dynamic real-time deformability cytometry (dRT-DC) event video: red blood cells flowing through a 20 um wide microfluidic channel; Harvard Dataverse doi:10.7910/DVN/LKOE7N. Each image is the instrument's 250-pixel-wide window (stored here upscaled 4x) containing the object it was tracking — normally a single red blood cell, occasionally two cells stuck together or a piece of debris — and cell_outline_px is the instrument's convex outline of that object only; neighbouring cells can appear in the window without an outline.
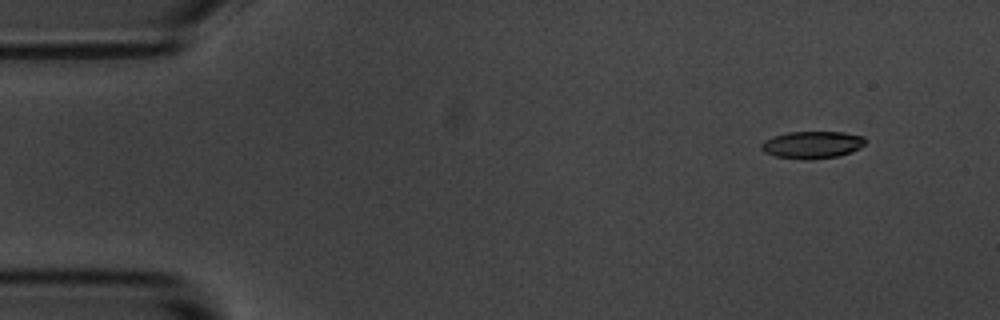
{"species": "common noctule bat (a hibernating species)", "species_latin": "Nyctalus noctula", "temperature_condition": "room temperature", "stored_images_in_passage": 4, "camera_frame_rate_fps": 3000, "um_per_image_px": 0.085, "animal": {"sex": "male", "body_mass_g": 20.1, "forearm_length_mm": 53.5}, "frame": {"image": 1, "passage_image": 1, "time_ms": 0.0, "image_size_px": [1000, 320], "cell_outline_px": [[864, 144], [860, 148], [852, 152], [836, 156], [808, 160], [776, 156], [764, 152], [760, 148], [760, 144], [764, 140], [772, 136], [788, 132], [844, 132], [864, 136]], "centroid_in_image_um": [69.01, 12.3], "position_along_channel_um": 16.0, "area_um2": 16.53}}
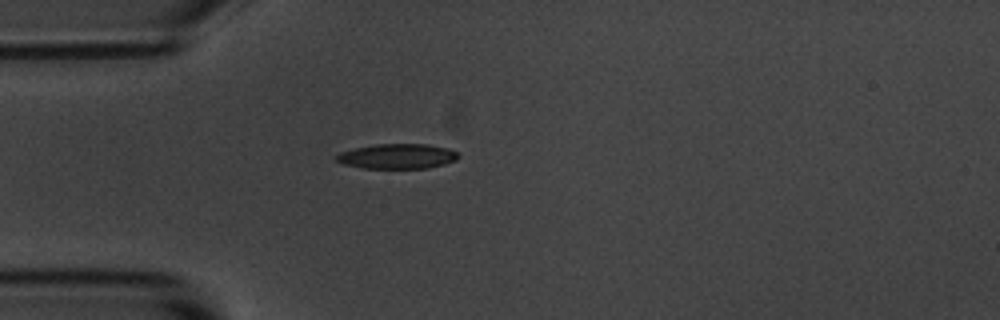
{"frame": {"image": 2, "passage_image": 4, "time_ms": 3.333, "image_size_px": [1000, 320], "cell_outline_px": [[460, 156], [456, 160], [444, 164], [428, 168], [364, 168], [344, 164], [336, 160], [332, 156], [340, 152], [356, 148], [376, 144], [428, 144], [448, 148], [456, 152]], "centroid_in_image_um": [33.77, 13.28], "position_along_channel_um": 51.2, "area_um2": 17.74}}